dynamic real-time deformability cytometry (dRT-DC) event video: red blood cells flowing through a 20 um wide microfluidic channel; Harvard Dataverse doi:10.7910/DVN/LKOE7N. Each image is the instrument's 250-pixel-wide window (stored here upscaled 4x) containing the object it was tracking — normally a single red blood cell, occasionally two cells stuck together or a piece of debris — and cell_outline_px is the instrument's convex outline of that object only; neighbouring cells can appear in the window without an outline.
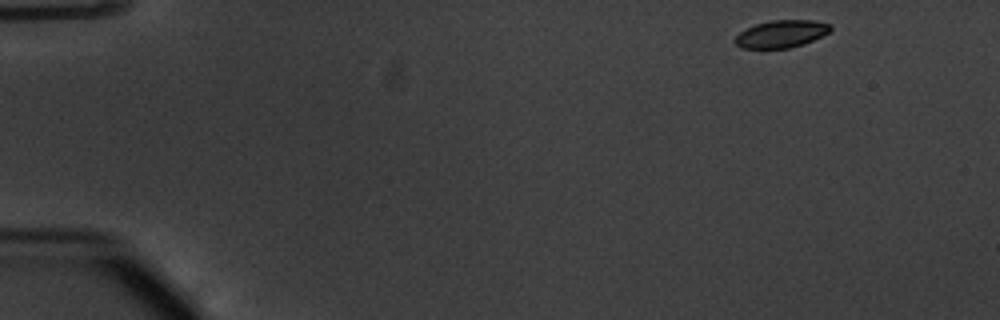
{"species": "common noctule bat (a hibernating species)", "species_latin": "Nyctalus noctula", "temperature_condition": "warm", "stored_images_in_passage": 49, "camera_frame_rate_fps": 3000, "um_per_image_px": 0.085, "animal": {"sex": "male", "body_mass_g": 20.1, "forearm_length_mm": 53.5}, "frame": {"image": 1, "passage_image": 1, "time_ms": 0.0, "image_size_px": [1000, 320], "cell_outline_px": [[832, 28], [828, 32], [812, 40], [788, 48], [740, 48], [732, 40], [740, 32], [756, 24], [772, 20], [812, 20], [832, 24]], "centroid_in_image_um": [66.38, 2.87], "position_along_channel_um": 18.6, "area_um2": 15.03}}
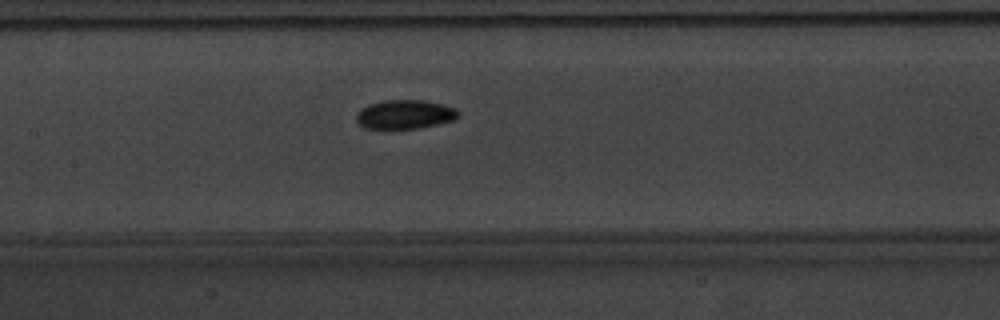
{"frame": {"image": 2, "passage_image": 22, "time_ms": 7.0, "image_size_px": [1000, 320], "cell_outline_px": [[460, 116], [452, 120], [436, 124], [416, 128], [364, 128], [356, 120], [356, 112], [360, 108], [368, 104], [384, 100], [424, 100], [444, 104], [456, 108], [460, 112]], "centroid_in_image_um": [34.41, 9.7], "position_along_channel_um": 173.0, "area_um2": 17.28}}
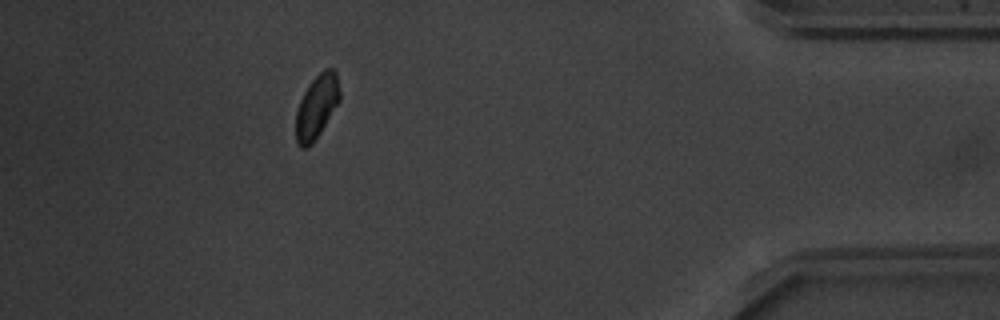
{"frame": {"image": 3, "passage_image": 44, "time_ms": 14.333, "image_size_px": [1000, 320], "cell_outline_px": [[340, 100], [320, 132], [312, 144], [308, 148], [300, 148], [296, 144], [296, 112], [300, 100], [308, 84], [324, 68], [332, 68], [336, 72], [340, 92]], "centroid_in_image_um": [26.91, 9.07], "position_along_channel_um": 408.3, "area_um2": 16.24}, "authors_computed_cell_mechanics": {"area_um2": 16.7042, "velocity_mm_per_s": 3.8086, "shape_relaxation_time_tau1_ms": 2.3133, "shape_relaxation_time_tau2_ms": null, "deformation_change_tau1": 0.0722, "deformation_change_tau2": null}}